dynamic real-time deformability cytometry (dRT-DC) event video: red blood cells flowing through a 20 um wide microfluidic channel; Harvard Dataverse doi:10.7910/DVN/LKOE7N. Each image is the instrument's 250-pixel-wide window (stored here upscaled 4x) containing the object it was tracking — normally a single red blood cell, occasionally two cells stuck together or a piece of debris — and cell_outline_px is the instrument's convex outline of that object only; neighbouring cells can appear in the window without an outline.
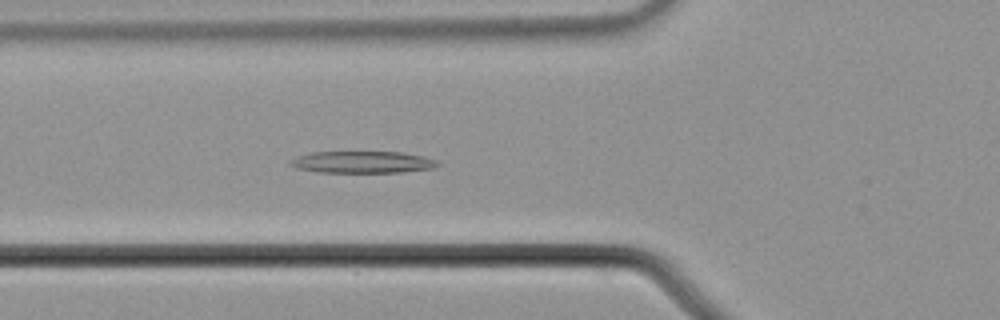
{"species": "common noctule bat (a hibernating species)", "species_latin": "Nyctalus noctula", "temperature_condition": "cold", "stored_images_in_passage": 42, "camera_frame_rate_fps": 3000, "um_per_image_px": 0.085, "animal": {"sex": "male", "body_mass_g": 21.5, "forearm_length_mm": 52.0}, "frame": {"image": 1, "passage_image": 7, "time_ms": 2.0, "image_size_px": [1000, 320], "cell_outline_px": [[440, 164], [432, 168], [400, 172], [320, 172], [296, 168], [288, 164], [288, 160], [312, 152], [400, 152], [424, 156], [436, 160]], "centroid_in_image_um": [30.79, 13.78], "position_along_channel_um": 95.0, "area_um2": 18.61}}
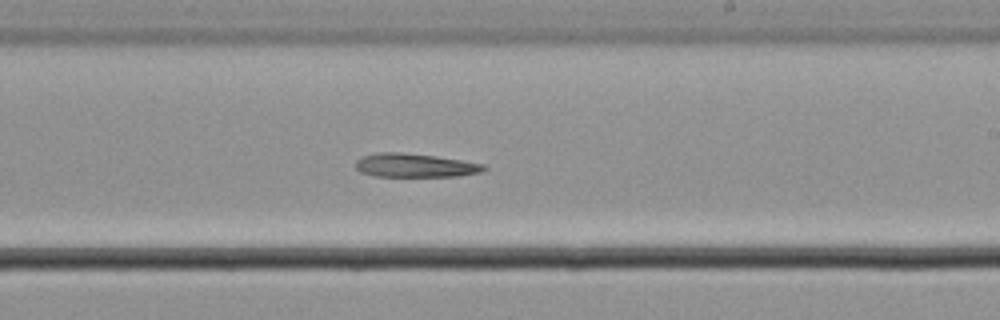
{"frame": {"image": 2, "passage_image": 20, "time_ms": 6.333, "image_size_px": [1000, 320], "cell_outline_px": [[488, 168], [484, 172], [460, 176], [376, 176], [360, 172], [356, 168], [356, 160], [364, 156], [380, 152], [400, 152], [436, 156], [484, 164]], "centroid_in_image_um": [35.32, 14.06], "position_along_channel_um": 253.7, "area_um2": 17.69}}
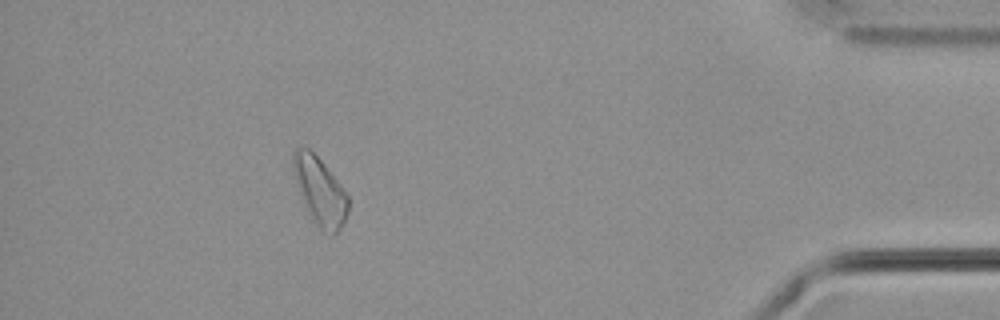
{"frame": {"image": 3, "passage_image": 37, "time_ms": 12.0, "image_size_px": [1000, 320], "cell_outline_px": [[348, 212], [340, 228], [332, 236], [320, 228], [312, 220], [300, 196], [292, 164], [292, 152], [300, 144], [308, 148], [320, 160], [340, 184], [348, 196]], "centroid_in_image_um": [27.16, 16.22], "position_along_channel_um": 408.0, "area_um2": 21.44}, "authors_computed_cell_mechanics": {"area_um2": 18.9006, "velocity_mm_per_s": 3.6663, "shape_relaxation_time_tau1_ms": 5.7396, "shape_relaxation_time_tau2_ms": 8.5585, "deformation_change_tau1": 0.0997, "deformation_change_tau2": 0.1461}}